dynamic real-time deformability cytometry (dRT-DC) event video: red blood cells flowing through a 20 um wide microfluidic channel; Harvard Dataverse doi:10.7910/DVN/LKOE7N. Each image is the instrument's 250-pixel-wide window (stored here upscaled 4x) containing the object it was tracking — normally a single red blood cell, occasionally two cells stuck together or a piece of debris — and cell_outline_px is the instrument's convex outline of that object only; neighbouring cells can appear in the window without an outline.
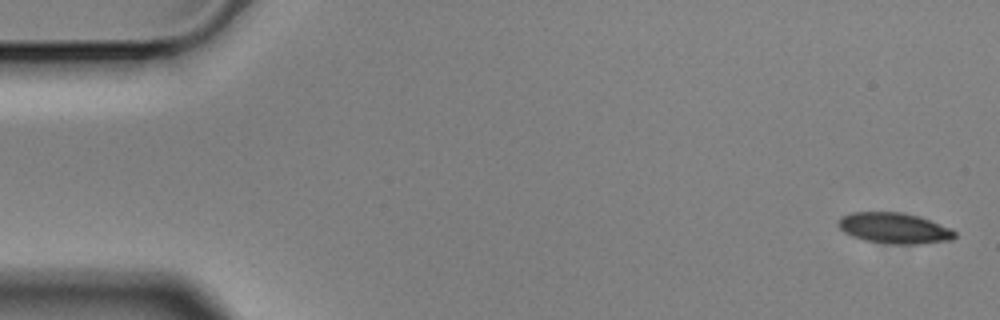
{"species": "Egyptian fruit bat (a non-hibernating species)", "species_latin": "Rousettus aegyptiacus", "temperature_condition": "cold", "stored_images_in_passage": 6, "camera_frame_rate_fps": 3000, "um_per_image_px": 0.085, "animal": {"sex": "male"}, "frame": {"image": 1, "passage_image": 1, "time_ms": 0.0, "image_size_px": [1000, 320], "cell_outline_px": [[956, 236], [952, 240], [916, 244], [888, 244], [864, 240], [852, 236], [844, 232], [836, 224], [836, 220], [840, 216], [852, 212], [904, 212], [920, 216], [952, 228], [956, 232]], "centroid_in_image_um": [76.0, 19.38], "position_along_channel_um": 9.0, "area_um2": 21.27}}
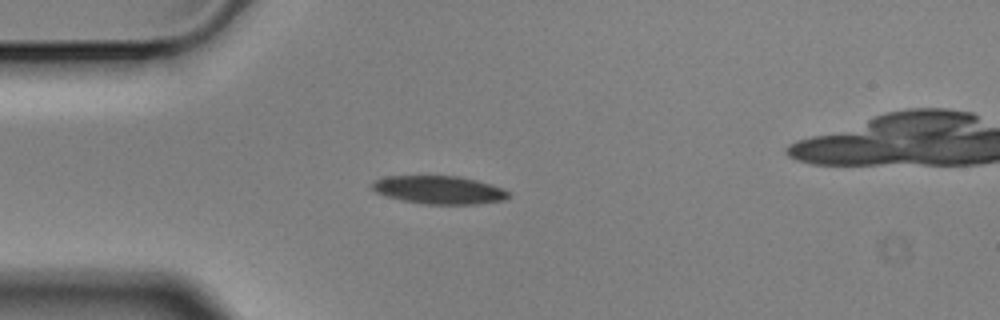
{"frame": {"image": 2, "passage_image": 4, "time_ms": 1.0, "image_size_px": [1000, 320], "cell_outline_px": [[512, 196], [504, 200], [476, 204], [420, 204], [400, 200], [376, 192], [372, 188], [372, 184], [376, 180], [384, 176], [456, 176], [476, 180], [492, 184], [508, 192]], "centroid_in_image_um": [37.32, 16.15], "position_along_channel_um": 47.7, "area_um2": 22.31}}